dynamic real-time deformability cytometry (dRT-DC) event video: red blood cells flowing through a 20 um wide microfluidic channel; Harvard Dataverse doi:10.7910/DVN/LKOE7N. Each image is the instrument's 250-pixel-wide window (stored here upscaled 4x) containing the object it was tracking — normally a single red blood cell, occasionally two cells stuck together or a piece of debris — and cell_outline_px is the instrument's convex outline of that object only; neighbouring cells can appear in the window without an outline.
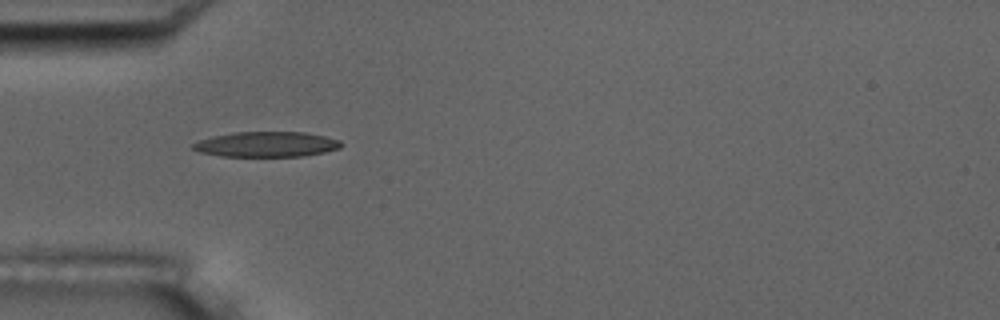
{"species": "common noctule bat (a hibernating species)", "species_latin": "Nyctalus noctula", "temperature_condition": "room temperature", "stored_images_in_passage": 39, "camera_frame_rate_fps": 3000, "um_per_image_px": 0.085, "animal": {"sex": "male", "body_mass_g": 17.5, "forearm_length_mm": 52.3}, "frame": {"image": 1, "passage_image": 1, "time_ms": 0.0, "image_size_px": [1000, 320], "cell_outline_px": [[344, 144], [340, 148], [324, 152], [300, 156], [220, 156], [200, 152], [192, 148], [192, 144], [200, 140], [212, 136], [232, 132], [304, 132], [324, 136], [340, 140]], "centroid_in_image_um": [22.65, 12.26], "position_along_channel_um": 62.3, "area_um2": 21.73}, "authors_computed_cell_mechanics": {"area_um2": 21.5016, "velocity_mm_per_s": 3.7147, "shape_relaxation_time_tau1_ms": 9.3425, "shape_relaxation_time_tau2_ms": 4.2624, "deformation_change_tau1": 0.211, "deformation_change_tau2": 0.1561}}